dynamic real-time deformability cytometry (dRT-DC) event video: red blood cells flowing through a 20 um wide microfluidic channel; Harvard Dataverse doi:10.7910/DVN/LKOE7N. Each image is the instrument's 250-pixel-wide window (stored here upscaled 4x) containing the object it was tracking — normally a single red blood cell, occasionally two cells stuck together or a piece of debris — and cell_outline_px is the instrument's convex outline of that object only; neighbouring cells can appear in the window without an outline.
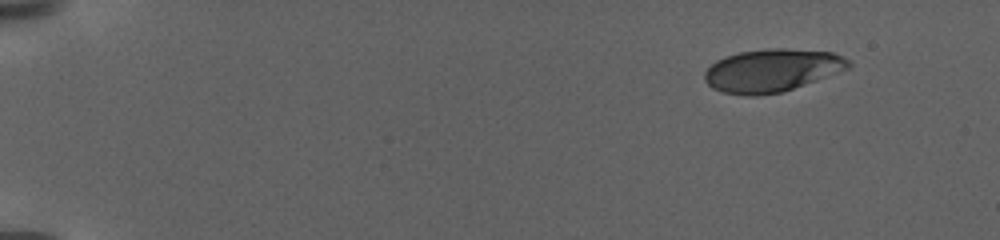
{"species": "human", "species_latin": "Homo sapiens", "temperature_condition": "warm", "stored_images_in_passage": 33, "camera_frame_rate_fps": 3000, "um_per_image_px": 0.085, "donor": {"sex": "female"}, "frame": {"image": 1, "passage_image": 1, "time_ms": 0.0, "image_size_px": [1000, 240], "cell_outline_px": [[852, 64], [848, 68], [816, 80], [780, 92], [756, 96], [748, 96], [724, 92], [712, 88], [704, 80], [704, 72], [716, 60], [724, 56], [740, 52], [768, 48], [784, 48], [832, 52], [848, 60]], "centroid_in_image_um": [65.57, 5.97], "position_along_channel_um": 19.4, "area_um2": 35.6}}
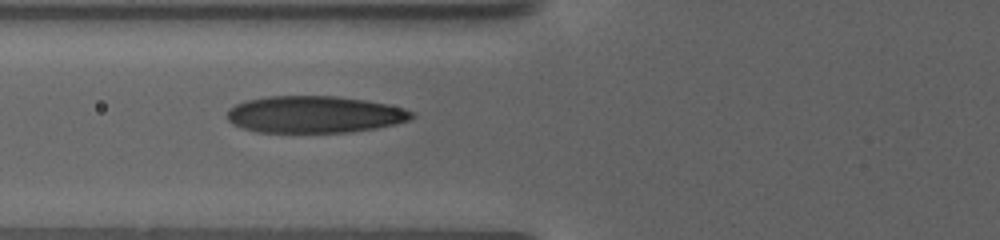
{"frame": {"image": 2, "passage_image": 19, "time_ms": 7.667, "image_size_px": [1000, 240], "cell_outline_px": [[416, 116], [408, 120], [376, 128], [348, 132], [256, 132], [232, 124], [228, 120], [228, 108], [244, 100], [268, 96], [336, 96], [364, 100], [388, 104], [404, 108], [412, 112]], "centroid_in_image_um": [26.7, 9.72], "position_along_channel_um": 99.1, "area_um2": 39.65}}
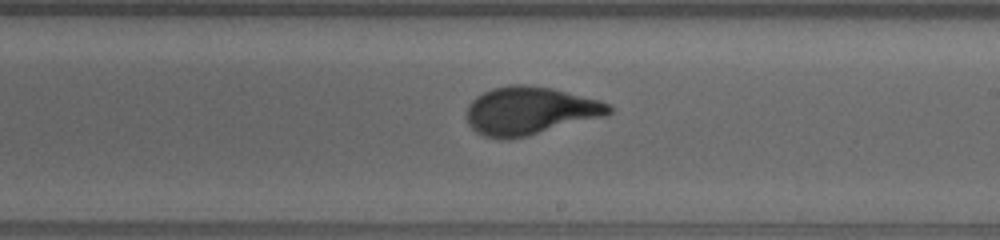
{"frame": {"image": 3, "passage_image": 31, "time_ms": 12.667, "image_size_px": [1000, 240], "cell_outline_px": [[612, 112], [608, 116], [512, 140], [504, 140], [484, 136], [476, 132], [468, 124], [468, 104], [476, 96], [492, 88], [512, 84], [524, 84], [552, 88], [600, 100], [608, 104], [612, 108]], "centroid_in_image_um": [45.06, 9.43], "position_along_channel_um": 243.9, "area_um2": 40.17}}